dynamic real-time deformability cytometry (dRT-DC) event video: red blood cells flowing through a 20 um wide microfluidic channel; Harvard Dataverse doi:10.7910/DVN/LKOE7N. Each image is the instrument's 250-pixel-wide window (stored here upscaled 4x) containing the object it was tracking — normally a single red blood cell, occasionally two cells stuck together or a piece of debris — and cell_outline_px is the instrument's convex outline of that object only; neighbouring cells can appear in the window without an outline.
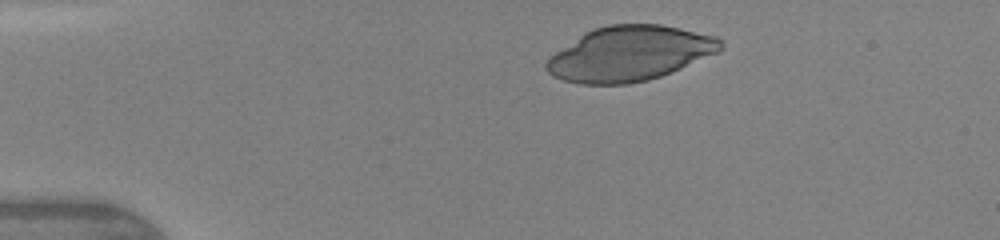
{"species": "human", "species_latin": "Homo sapiens", "temperature_condition": "warm", "stored_images_in_passage": 3, "camera_frame_rate_fps": 3000, "um_per_image_px": 0.085, "donor": {"sex": "female"}, "frame": {"image": 1, "passage_image": 1, "time_ms": 0.0, "image_size_px": [1000, 240], "cell_outline_px": [[724, 48], [720, 52], [672, 72], [648, 80], [628, 84], [580, 84], [564, 80], [552, 76], [544, 68], [544, 64], [548, 56], [584, 32], [592, 28], [608, 24], [660, 24], [680, 28], [716, 36], [724, 40]], "centroid_in_image_um": [53.52, 4.55], "position_along_channel_um": 31.5, "area_um2": 56.3}}